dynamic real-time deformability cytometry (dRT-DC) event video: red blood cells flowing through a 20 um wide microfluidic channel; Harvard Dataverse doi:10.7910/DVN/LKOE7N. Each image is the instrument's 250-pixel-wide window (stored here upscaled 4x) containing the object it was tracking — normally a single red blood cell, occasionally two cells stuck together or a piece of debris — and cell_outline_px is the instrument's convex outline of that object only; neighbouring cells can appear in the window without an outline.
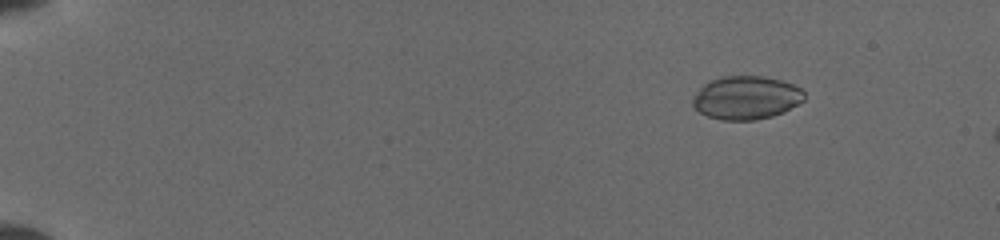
{"species": "common noctule bat (a hibernating species)", "species_latin": "Nyctalus noctula", "temperature_condition": "cold", "stored_images_in_passage": 7, "camera_frame_rate_fps": 3000, "um_per_image_px": 0.085, "animal": {"sex": "female", "body_mass_g": 19.5, "forearm_length_mm": 54.1}, "frame": {"image": 1, "passage_image": 2, "time_ms": 0.667, "image_size_px": [1000, 240], "cell_outline_px": [[804, 100], [784, 112], [772, 116], [756, 120], [724, 120], [708, 116], [700, 112], [692, 104], [692, 96], [708, 80], [724, 76], [764, 76], [780, 80], [792, 84], [800, 88], [804, 92]], "centroid_in_image_um": [63.41, 8.3], "position_along_channel_um": 21.6, "area_um2": 28.21}}